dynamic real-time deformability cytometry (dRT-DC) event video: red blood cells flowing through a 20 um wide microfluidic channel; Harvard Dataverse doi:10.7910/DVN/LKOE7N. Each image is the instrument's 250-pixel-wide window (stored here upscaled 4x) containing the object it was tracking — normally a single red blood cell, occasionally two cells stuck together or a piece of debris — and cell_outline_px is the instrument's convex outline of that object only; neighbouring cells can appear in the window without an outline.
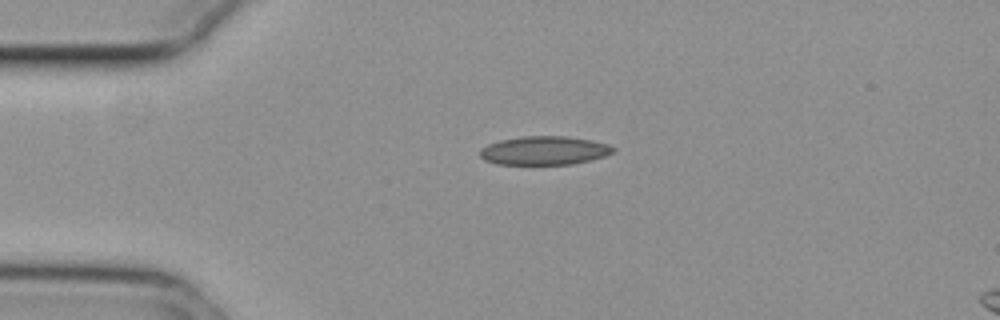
{"species": "common noctule bat (a hibernating species)", "species_latin": "Nyctalus noctula", "temperature_condition": "cold", "stored_images_in_passage": 36, "camera_frame_rate_fps": 3000, "um_per_image_px": 0.085, "animal": {"sex": "female", "body_mass_g": 29.2, "forearm_length_mm": 56.3}, "frame": {"image": 1, "passage_image": 1, "time_ms": 0.0, "image_size_px": [1000, 320], "cell_outline_px": [[616, 148], [612, 152], [604, 156], [572, 164], [496, 164], [484, 160], [480, 156], [480, 148], [488, 144], [500, 140], [524, 136], [568, 136], [592, 140], [608, 144]], "centroid_in_image_um": [46.24, 12.79], "position_along_channel_um": 38.8, "area_um2": 22.2}}
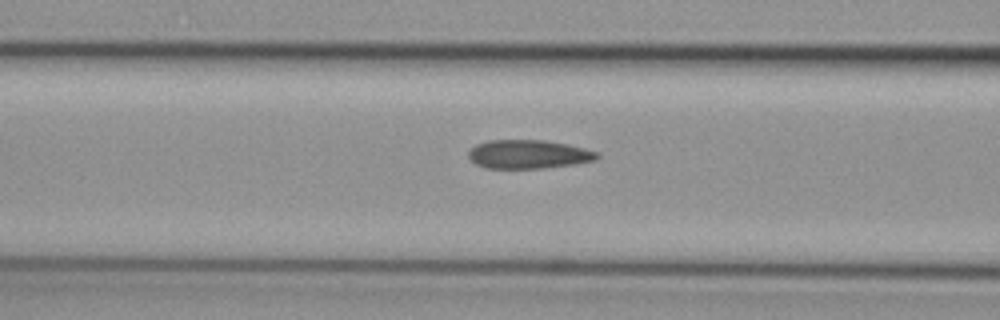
{"frame": {"image": 2, "passage_image": 10, "time_ms": 3.0, "image_size_px": [1000, 320], "cell_outline_px": [[600, 156], [596, 160], [576, 164], [540, 168], [484, 168], [476, 164], [468, 156], [468, 152], [476, 144], [488, 140], [544, 140], [568, 144], [600, 152]], "centroid_in_image_um": [44.95, 13.11], "position_along_channel_um": 121.7, "area_um2": 21.62}}
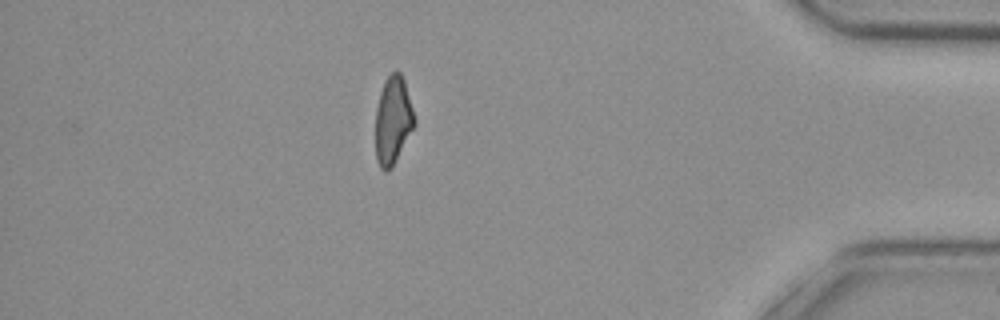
{"frame": {"image": 3, "passage_image": 36, "time_ms": 11.667, "image_size_px": [1000, 320], "cell_outline_px": [[416, 124], [392, 168], [388, 172], [384, 172], [380, 168], [376, 160], [376, 108], [380, 92], [384, 80], [392, 72], [400, 72], [404, 80], [416, 120]], "centroid_in_image_um": [33.4, 10.26], "position_along_channel_um": 401.8, "area_um2": 20.06}, "authors_computed_cell_mechanics": {"area_um2": 21.7906, "velocity_mm_per_s": 3.7498, "shape_relaxation_time_tau1_ms": 9.8461, "shape_relaxation_time_tau2_ms": 2.7023, "deformation_change_tau1": 0.1668, "deformation_change_tau2": 0.0814}}